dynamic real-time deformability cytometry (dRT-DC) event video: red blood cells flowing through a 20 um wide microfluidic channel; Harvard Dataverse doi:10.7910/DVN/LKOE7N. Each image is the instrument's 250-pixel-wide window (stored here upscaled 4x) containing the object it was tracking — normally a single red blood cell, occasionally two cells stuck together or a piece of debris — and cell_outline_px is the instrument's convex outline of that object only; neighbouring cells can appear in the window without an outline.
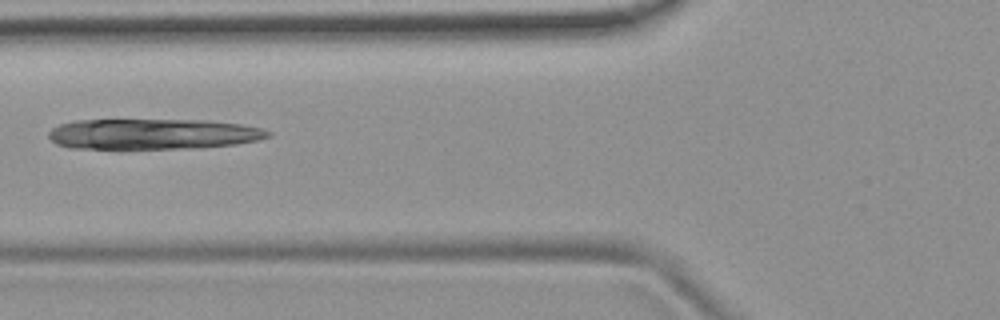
{"species": "common noctule bat (a hibernating species)", "species_latin": "Nyctalus noctula", "temperature_condition": "room temperature", "stored_images_in_passage": 6, "camera_frame_rate_fps": 3000, "um_per_image_px": 0.085, "animal": {"sex": "female", "body_mass_g": 19.9}, "frame": {"image": 1, "passage_image": 5, "time_ms": 5.667, "image_size_px": [1000, 320], "cell_outline_px": [[272, 136], [260, 140], [236, 144], [196, 148], [68, 148], [56, 144], [48, 136], [48, 132], [52, 128], [60, 124], [76, 120], [208, 120], [240, 124], [260, 128], [272, 132]], "centroid_in_image_um": [13.02, 11.39], "position_along_channel_um": 112.8, "area_um2": 39.13}}
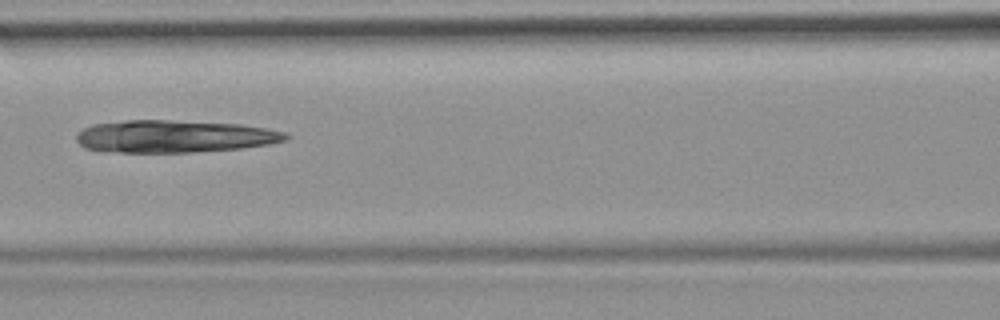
{"frame": {"image": 2, "passage_image": 6, "time_ms": 6.667, "image_size_px": [1000, 320], "cell_outline_px": [[292, 136], [288, 140], [268, 144], [240, 148], [192, 152], [120, 152], [84, 148], [76, 140], [76, 136], [84, 128], [92, 124], [128, 120], [168, 120], [240, 124], [264, 128], [284, 132]], "centroid_in_image_um": [14.83, 11.59], "position_along_channel_um": 151.8, "area_um2": 39.3}}